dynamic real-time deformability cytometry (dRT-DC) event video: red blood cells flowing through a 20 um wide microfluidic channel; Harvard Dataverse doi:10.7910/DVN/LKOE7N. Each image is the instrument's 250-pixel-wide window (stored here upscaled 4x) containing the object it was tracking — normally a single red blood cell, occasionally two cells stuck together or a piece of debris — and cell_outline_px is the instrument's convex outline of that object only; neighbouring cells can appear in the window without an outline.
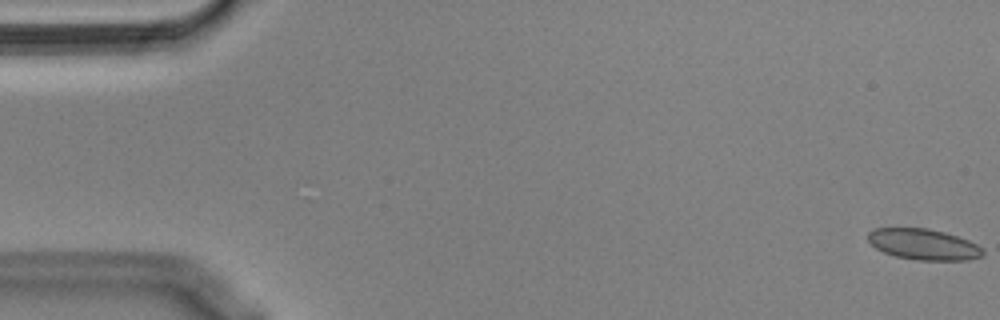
{"species": "Egyptian fruit bat (a non-hibernating species)", "species_latin": "Rousettus aegyptiacus", "temperature_condition": "cold", "stored_images_in_passage": 10, "camera_frame_rate_fps": 3000, "um_per_image_px": 0.085, "animal": {"sex": "male"}, "frame": {"image": 1, "passage_image": 1, "time_ms": 0.0, "image_size_px": [1000, 320], "cell_outline_px": [[984, 252], [980, 256], [968, 260], [916, 260], [896, 256], [884, 252], [876, 248], [868, 240], [868, 232], [876, 228], [928, 228], [944, 232], [968, 240], [984, 248]], "centroid_in_image_um": [78.5, 20.77], "position_along_channel_um": 6.5, "area_um2": 20.58}}